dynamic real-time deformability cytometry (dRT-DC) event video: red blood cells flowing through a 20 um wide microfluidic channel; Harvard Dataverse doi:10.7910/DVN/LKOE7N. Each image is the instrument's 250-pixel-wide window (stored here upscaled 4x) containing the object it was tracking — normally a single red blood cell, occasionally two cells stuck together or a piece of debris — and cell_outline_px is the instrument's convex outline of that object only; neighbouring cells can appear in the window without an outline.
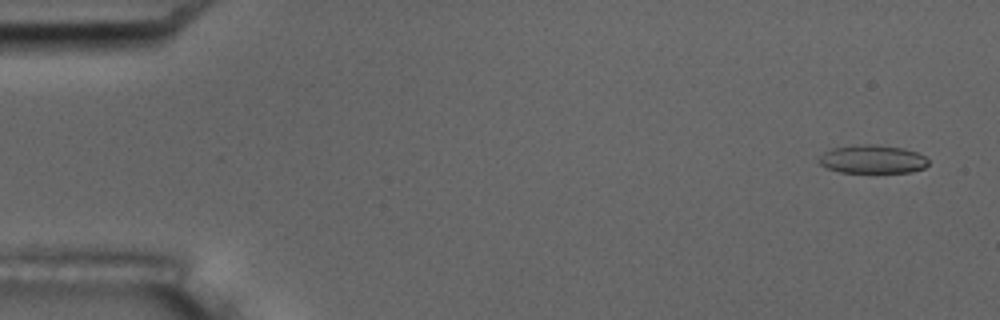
{"species": "common noctule bat (a hibernating species)", "species_latin": "Nyctalus noctula", "temperature_condition": "room temperature", "stored_images_in_passage": 5, "camera_frame_rate_fps": 3000, "um_per_image_px": 0.085, "animal": {"sex": "male", "body_mass_g": 17.5, "forearm_length_mm": 52.3}, "frame": {"image": 1, "passage_image": 1, "time_ms": 0.0, "image_size_px": [1000, 320], "cell_outline_px": [[928, 164], [924, 168], [912, 172], [840, 172], [828, 168], [820, 164], [820, 156], [824, 152], [832, 148], [864, 144], [876, 144], [904, 148], [916, 152], [924, 156], [928, 160]], "centroid_in_image_um": [74.19, 13.53], "position_along_channel_um": 10.8, "area_um2": 17.98}}